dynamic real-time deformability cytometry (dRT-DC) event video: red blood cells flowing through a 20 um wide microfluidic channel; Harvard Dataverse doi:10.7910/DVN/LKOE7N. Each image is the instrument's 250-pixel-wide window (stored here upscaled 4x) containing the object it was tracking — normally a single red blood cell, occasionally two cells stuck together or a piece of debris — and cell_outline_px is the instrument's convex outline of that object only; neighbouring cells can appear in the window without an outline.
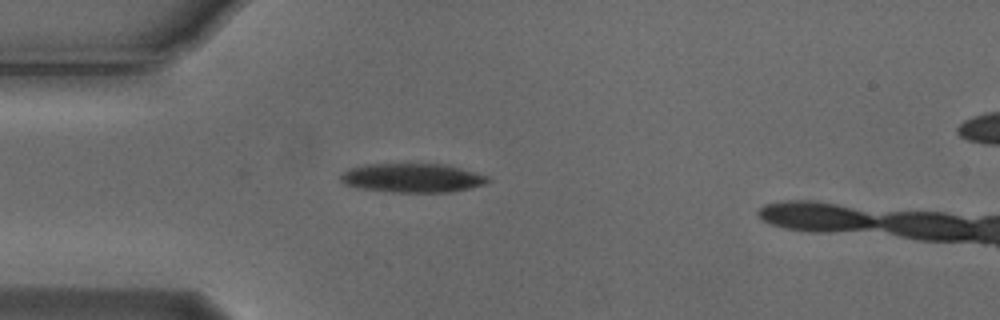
{"species": "Egyptian fruit bat (a non-hibernating species)", "species_latin": "Rousettus aegyptiacus", "temperature_condition": "cold", "stored_images_in_passage": 8, "camera_frame_rate_fps": 3000, "um_per_image_px": 0.085, "animal": {"sex": "male"}, "frame": {"image": 1, "passage_image": 4, "time_ms": 1.0, "image_size_px": [1000, 320], "cell_outline_px": [[492, 180], [484, 184], [452, 192], [392, 192], [356, 188], [344, 184], [340, 180], [340, 176], [344, 172], [352, 168], [364, 164], [448, 164], [476, 172], [488, 176]], "centroid_in_image_um": [35.07, 15.12], "position_along_channel_um": 49.9, "area_um2": 25.03}}
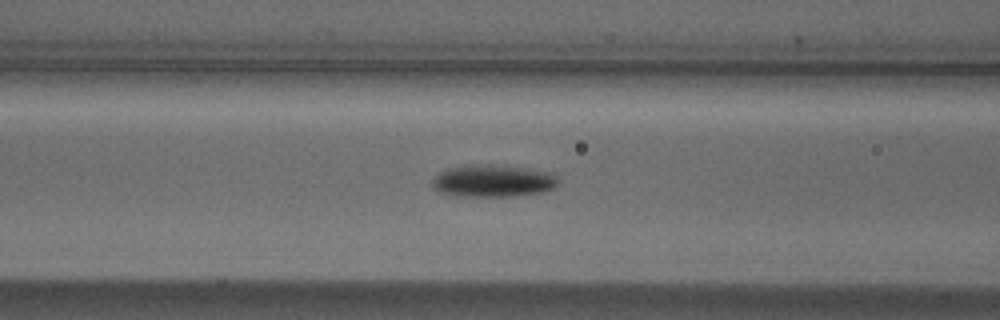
{"frame": {"image": 2, "passage_image": 8, "time_ms": 2.333, "image_size_px": [1000, 320], "cell_outline_px": [[560, 184], [544, 192], [516, 196], [452, 196], [440, 192], [432, 188], [432, 180], [444, 168], [468, 164], [504, 164], [548, 172], [556, 176]], "centroid_in_image_um": [41.88, 15.36], "position_along_channel_um": 124.7, "area_um2": 24.22}}